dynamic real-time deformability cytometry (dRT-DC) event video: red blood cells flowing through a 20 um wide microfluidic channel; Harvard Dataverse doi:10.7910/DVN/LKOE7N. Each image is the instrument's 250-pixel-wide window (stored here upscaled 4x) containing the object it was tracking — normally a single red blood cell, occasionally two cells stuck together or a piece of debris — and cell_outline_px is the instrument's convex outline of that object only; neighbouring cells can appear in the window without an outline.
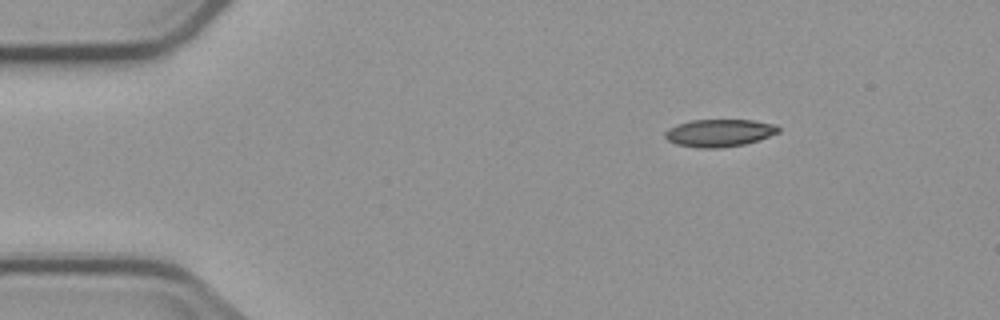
{"species": "common noctule bat (a hibernating species)", "species_latin": "Nyctalus noctula", "temperature_condition": "cold", "stored_images_in_passage": 4, "camera_frame_rate_fps": 3000, "um_per_image_px": 0.085, "animal": {"sex": "male", "body_mass_g": 23.1, "forearm_length_mm": 52.7}, "frame": {"image": 1, "passage_image": 1, "time_ms": 0.0, "image_size_px": [1000, 320], "cell_outline_px": [[780, 132], [744, 144], [720, 148], [700, 148], [676, 144], [668, 140], [664, 136], [664, 132], [668, 128], [676, 124], [692, 120], [752, 120], [776, 124], [780, 128]], "centroid_in_image_um": [61.12, 11.29], "position_along_channel_um": 23.9, "area_um2": 18.15}}
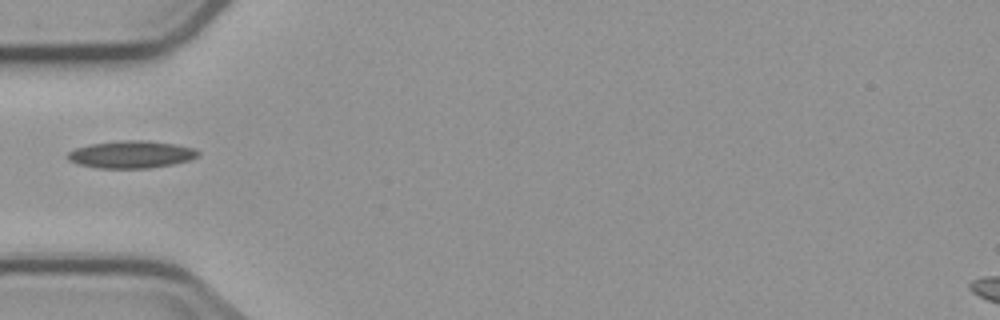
{"frame": {"image": 2, "passage_image": 4, "time_ms": 3.333, "image_size_px": [1000, 320], "cell_outline_px": [[200, 156], [188, 160], [172, 164], [148, 168], [100, 168], [80, 164], [68, 160], [68, 152], [76, 148], [92, 144], [120, 140], [140, 140], [172, 144], [196, 148], [200, 152]], "centroid_in_image_um": [11.18, 13.13], "position_along_channel_um": 73.8, "area_um2": 20.52}}